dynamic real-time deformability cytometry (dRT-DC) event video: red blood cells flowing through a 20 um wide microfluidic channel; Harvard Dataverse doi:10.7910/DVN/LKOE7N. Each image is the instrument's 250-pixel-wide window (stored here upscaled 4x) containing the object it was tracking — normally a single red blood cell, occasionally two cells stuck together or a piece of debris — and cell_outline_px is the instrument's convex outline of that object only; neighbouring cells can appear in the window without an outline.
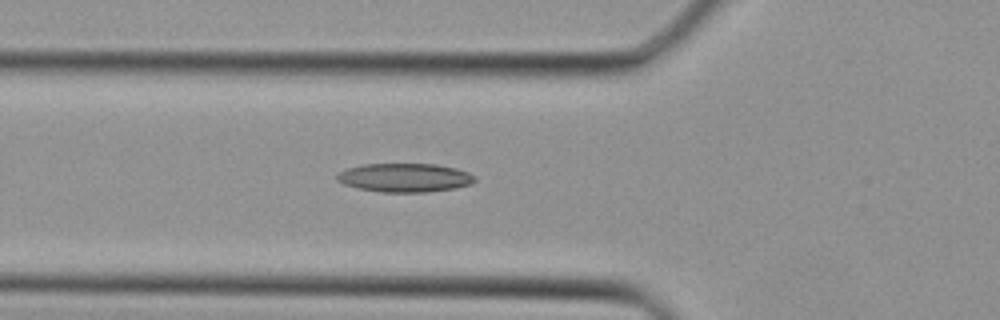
{"species": "Egyptian fruit bat (a non-hibernating species)", "species_latin": "Rousettus aegyptiacus", "temperature_condition": "cold", "stored_images_in_passage": 26, "camera_frame_rate_fps": 3000, "um_per_image_px": 0.085, "animal": {"sex": "female"}, "frame": {"image": 1, "passage_image": 3, "time_ms": 0.667, "image_size_px": [1000, 320], "cell_outline_px": [[476, 180], [472, 184], [456, 188], [428, 192], [380, 192], [356, 188], [344, 184], [336, 180], [336, 176], [340, 172], [348, 168], [364, 164], [436, 164], [456, 168], [468, 172], [476, 176]], "centroid_in_image_um": [34.43, 15.11], "position_along_channel_um": 91.4, "area_um2": 23.24}}
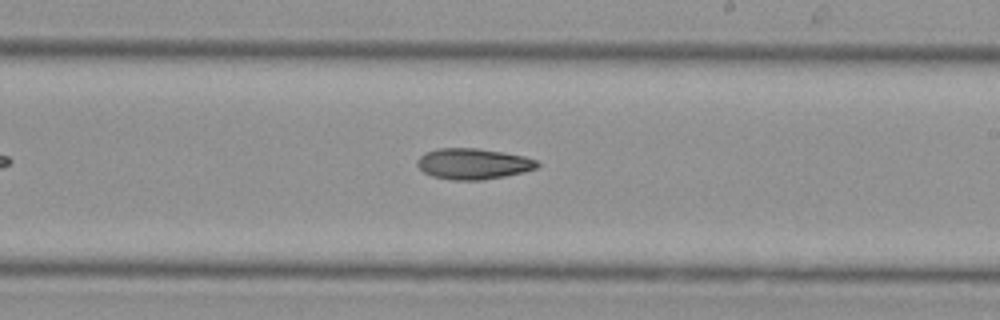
{"frame": {"image": 2, "passage_image": 12, "time_ms": 3.667, "image_size_px": [1000, 320], "cell_outline_px": [[540, 164], [536, 168], [524, 172], [504, 176], [480, 180], [452, 180], [432, 176], [424, 172], [416, 164], [416, 160], [424, 152], [436, 148], [476, 148], [504, 152], [524, 156], [536, 160]], "centroid_in_image_um": [40.19, 13.91], "position_along_channel_um": 248.8, "area_um2": 21.68}}
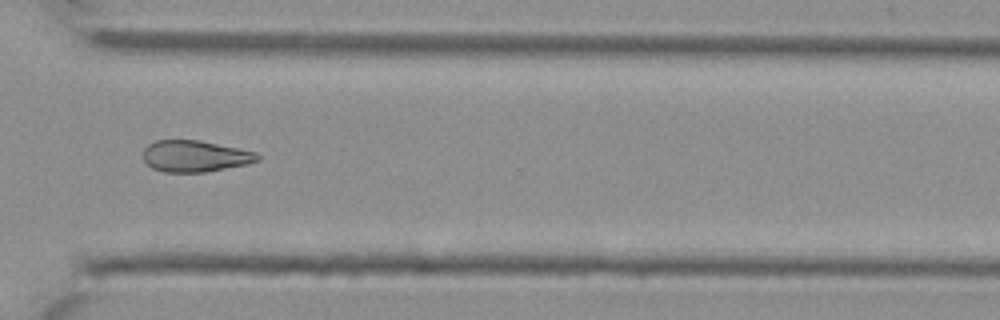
{"frame": {"image": 3, "passage_image": 18, "time_ms": 5.667, "image_size_px": [1000, 320], "cell_outline_px": [[260, 160], [248, 164], [204, 172], [164, 172], [152, 168], [144, 160], [144, 148], [148, 144], [156, 140], [200, 140], [256, 152], [260, 156]], "centroid_in_image_um": [16.58, 13.27], "position_along_channel_um": 354.0, "area_um2": 20.92}}